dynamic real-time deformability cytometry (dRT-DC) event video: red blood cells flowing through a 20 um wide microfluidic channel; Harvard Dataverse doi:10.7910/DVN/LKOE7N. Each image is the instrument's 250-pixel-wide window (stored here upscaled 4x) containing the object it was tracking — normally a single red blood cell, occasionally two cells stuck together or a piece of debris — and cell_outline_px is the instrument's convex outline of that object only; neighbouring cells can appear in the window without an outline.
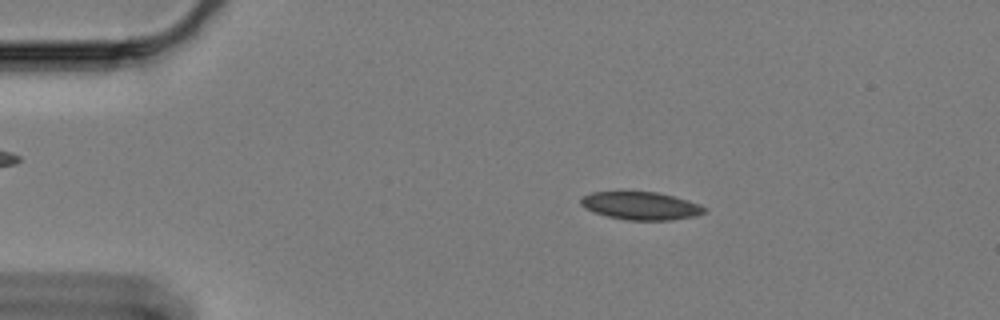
{"species": "Egyptian fruit bat (a non-hibernating species)", "species_latin": "Rousettus aegyptiacus", "temperature_condition": "cold", "stored_images_in_passage": 51, "camera_frame_rate_fps": 3000, "um_per_image_px": 0.085, "animal": {"sex": "female"}, "frame": {"image": 1, "passage_image": 4, "time_ms": 1.0, "image_size_px": [1000, 320], "cell_outline_px": [[708, 212], [692, 216], [672, 220], [628, 220], [608, 216], [592, 212], [584, 208], [580, 204], [580, 196], [592, 192], [620, 188], [656, 192], [688, 200], [700, 204]], "centroid_in_image_um": [54.36, 17.43], "position_along_channel_um": 30.6, "area_um2": 20.98}}
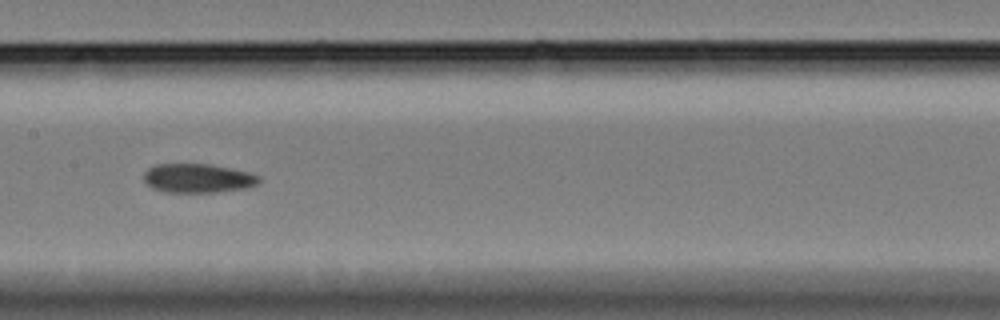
{"frame": {"image": 2, "passage_image": 23, "time_ms": 7.333, "image_size_px": [1000, 320], "cell_outline_px": [[260, 180], [256, 184], [248, 188], [216, 192], [164, 192], [152, 188], [144, 184], [144, 172], [148, 168], [156, 164], [208, 164], [232, 168], [248, 172], [260, 176]], "centroid_in_image_um": [16.79, 15.15], "position_along_channel_um": 190.6, "area_um2": 19.65}}
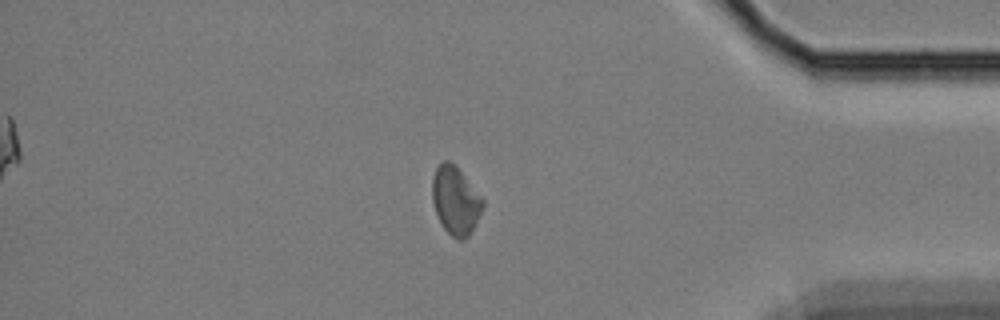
{"frame": {"image": 3, "passage_image": 44, "time_ms": 14.333, "image_size_px": [1000, 320], "cell_outline_px": [[484, 204], [472, 232], [464, 240], [456, 240], [440, 224], [432, 200], [432, 176], [436, 168], [444, 160], [448, 160], [464, 176], [484, 200]], "centroid_in_image_um": [38.7, 17.09], "position_along_channel_um": 396.5, "area_um2": 19.83}, "authors_computed_cell_mechanics": {"area_um2": 19.8832, "velocity_mm_per_s": 3.333, "shape_relaxation_time_tau1_ms": null, "shape_relaxation_time_tau2_ms": 5.4996, "deformation_change_tau1": null, "deformation_change_tau2": 0.0868}}